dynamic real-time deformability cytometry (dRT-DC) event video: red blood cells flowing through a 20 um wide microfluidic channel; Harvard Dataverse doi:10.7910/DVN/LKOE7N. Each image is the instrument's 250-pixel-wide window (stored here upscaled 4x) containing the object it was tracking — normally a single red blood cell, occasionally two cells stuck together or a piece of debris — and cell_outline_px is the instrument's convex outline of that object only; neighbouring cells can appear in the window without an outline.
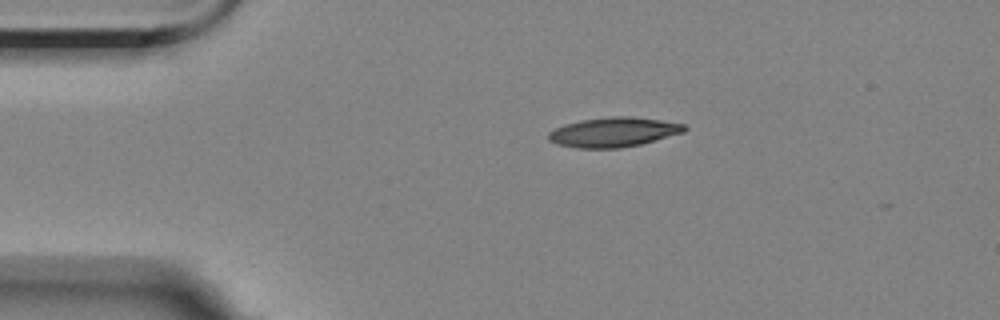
{"species": "Egyptian fruit bat (a non-hibernating species)", "species_latin": "Rousettus aegyptiacus", "temperature_condition": "room temperature", "stored_images_in_passage": 7, "camera_frame_rate_fps": 3000, "um_per_image_px": 0.085, "animal": {"sex": "female"}, "frame": {"image": 1, "passage_image": 1, "time_ms": 0.0, "image_size_px": [1000, 320], "cell_outline_px": [[688, 128], [684, 132], [640, 144], [620, 148], [576, 148], [556, 144], [548, 140], [548, 132], [564, 124], [580, 120], [612, 116], [632, 116], [660, 120], [684, 124]], "centroid_in_image_um": [52.12, 11.23], "position_along_channel_um": 32.9, "area_um2": 23.47}}
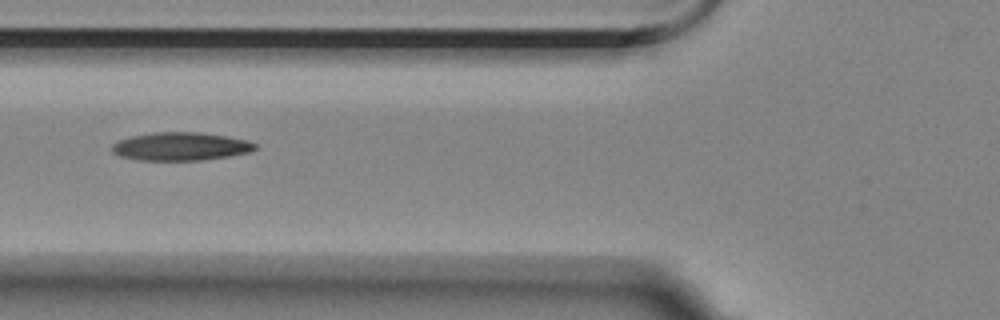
{"frame": {"image": 2, "passage_image": 4, "time_ms": 3.333, "image_size_px": [1000, 320], "cell_outline_px": [[256, 148], [248, 152], [228, 156], [200, 160], [140, 160], [120, 156], [112, 152], [112, 144], [116, 140], [132, 136], [152, 132], [200, 132], [248, 140], [256, 144]], "centroid_in_image_um": [15.31, 12.44], "position_along_channel_um": 110.5, "area_um2": 23.41}}
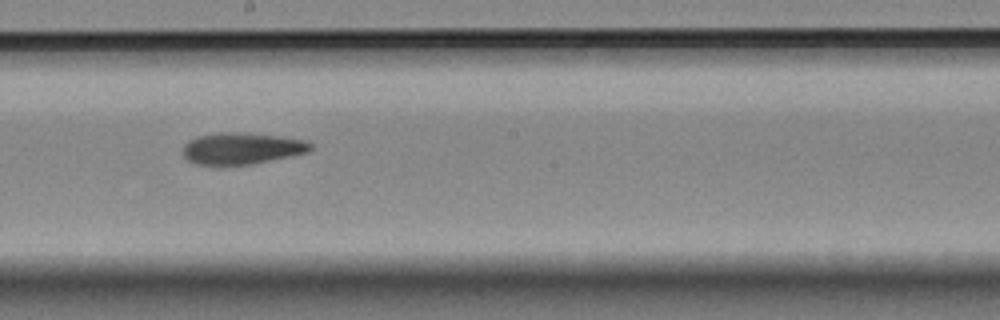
{"frame": {"image": 3, "passage_image": 7, "time_ms": 6.667, "image_size_px": [1000, 320], "cell_outline_px": [[312, 148], [308, 152], [292, 156], [252, 164], [196, 164], [188, 160], [184, 156], [184, 144], [188, 140], [200, 136], [224, 132], [240, 132], [280, 136], [304, 140], [312, 144]], "centroid_in_image_um": [20.58, 12.61], "position_along_channel_um": 227.6, "area_um2": 23.24}}